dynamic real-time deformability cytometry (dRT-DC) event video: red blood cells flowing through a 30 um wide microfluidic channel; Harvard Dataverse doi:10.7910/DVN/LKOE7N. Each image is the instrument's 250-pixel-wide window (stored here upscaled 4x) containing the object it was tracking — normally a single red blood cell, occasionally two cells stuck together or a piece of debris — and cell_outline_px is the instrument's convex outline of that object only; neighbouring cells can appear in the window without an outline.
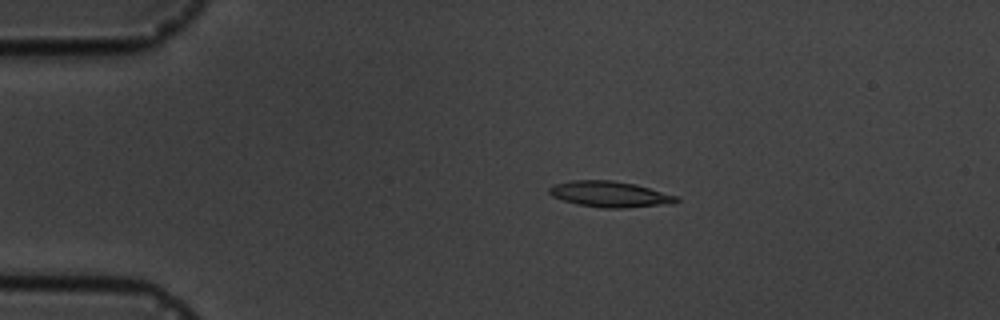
{"species": "common noctule bat (a hibernating species)", "species_latin": "Nyctalus noctula", "temperature_condition": "cold", "stored_images_in_passage": 5, "camera_frame_rate_fps": 3000, "um_per_image_px": 0.085, "animal": {"sex": "male", "body_mass_g": 19.5, "forearm_length_mm": 54.6}, "frame": {"image": 1, "passage_image": 3, "time_ms": 2.333, "image_size_px": [1000, 320], "cell_outline_px": [[680, 200], [660, 204], [624, 208], [600, 208], [576, 204], [552, 196], [548, 192], [548, 188], [552, 184], [572, 180], [612, 180], [636, 184], [676, 196]], "centroid_in_image_um": [51.73, 16.49], "position_along_channel_um": 33.3, "area_um2": 18.96}}
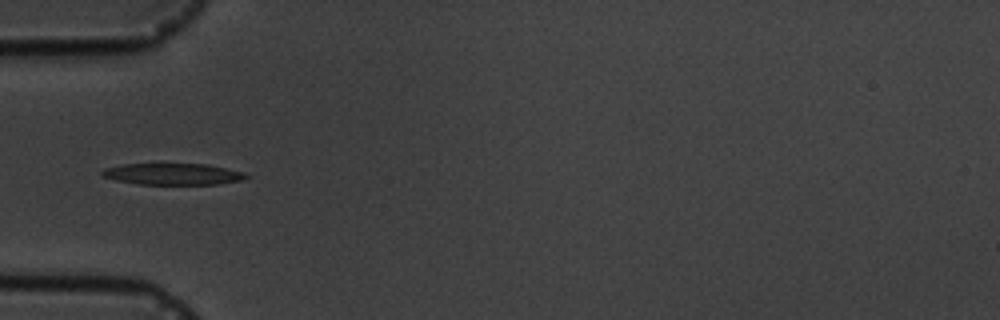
{"frame": {"image": 2, "passage_image": 5, "time_ms": 4.667, "image_size_px": [1000, 320], "cell_outline_px": [[248, 176], [240, 180], [216, 184], [136, 184], [116, 180], [104, 176], [100, 172], [104, 168], [124, 164], [160, 160], [208, 164], [244, 172]], "centroid_in_image_um": [14.62, 14.73], "position_along_channel_um": 70.4, "area_um2": 19.02}}